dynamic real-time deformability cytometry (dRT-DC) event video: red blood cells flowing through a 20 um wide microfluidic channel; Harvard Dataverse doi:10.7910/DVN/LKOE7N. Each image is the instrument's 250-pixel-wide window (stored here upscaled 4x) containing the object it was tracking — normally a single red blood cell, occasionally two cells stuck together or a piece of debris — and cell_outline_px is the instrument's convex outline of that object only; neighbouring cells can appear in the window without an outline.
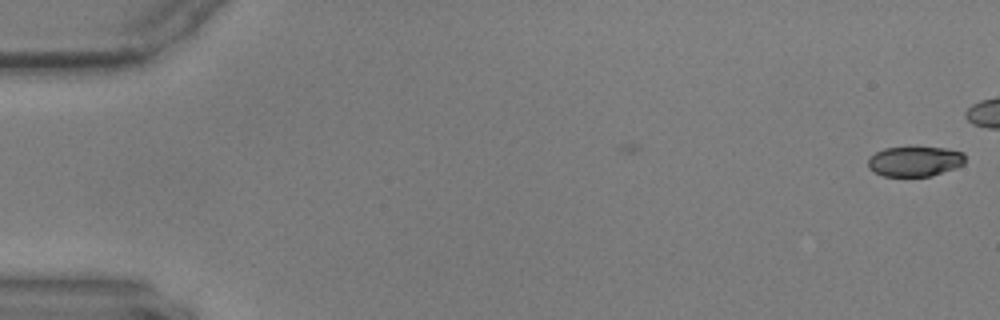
{"species": "common noctule bat (a hibernating species)", "species_latin": "Nyctalus noctula", "temperature_condition": "warm", "stored_images_in_passage": 4, "camera_frame_rate_fps": 3000, "um_per_image_px": 0.085, "animal": {"sex": "male", "body_mass_g": 17.9, "forearm_length_mm": 54.2}, "frame": {"image": 1, "passage_image": 4, "time_ms": 1.0, "image_size_px": [1000, 320], "cell_outline_px": [[964, 164], [956, 168], [932, 176], [884, 176], [872, 172], [868, 168], [868, 160], [876, 152], [884, 148], [944, 148], [964, 152]], "centroid_in_image_um": [77.76, 13.73], "position_along_channel_um": 7.2, "area_um2": 16.94}}